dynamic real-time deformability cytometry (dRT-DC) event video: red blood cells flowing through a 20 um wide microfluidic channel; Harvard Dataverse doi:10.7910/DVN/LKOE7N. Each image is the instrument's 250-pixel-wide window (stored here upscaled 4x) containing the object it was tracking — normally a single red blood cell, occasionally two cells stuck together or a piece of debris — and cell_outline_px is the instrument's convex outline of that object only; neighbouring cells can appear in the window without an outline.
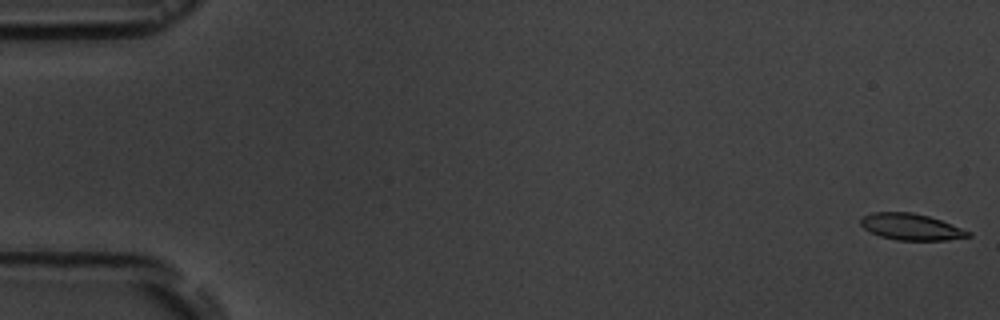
{"species": "common noctule bat (a hibernating species)", "species_latin": "Nyctalus noctula", "temperature_condition": "room temperature", "stored_images_in_passage": 57, "camera_frame_rate_fps": 3000, "um_per_image_px": 0.085, "animal": {"sex": "male", "body_mass_g": 19.5, "forearm_length_mm": 54.6}, "frame": {"image": 1, "passage_image": 1, "time_ms": 0.0, "image_size_px": [1000, 320], "cell_outline_px": [[972, 236], [948, 240], [896, 240], [880, 236], [864, 228], [860, 224], [860, 220], [864, 216], [872, 212], [912, 212], [928, 216], [940, 220], [972, 232]], "centroid_in_image_um": [77.45, 19.28], "position_along_channel_um": 7.5, "area_um2": 16.47}}
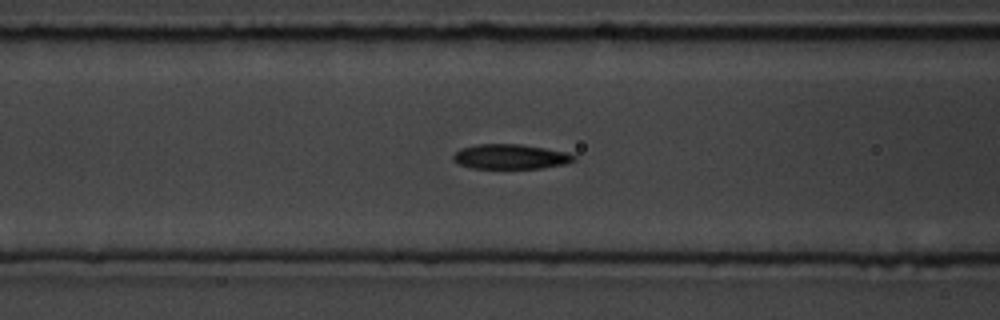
{"frame": {"image": 2, "passage_image": 23, "time_ms": 7.333, "image_size_px": [1000, 320], "cell_outline_px": [[576, 160], [564, 164], [544, 168], [472, 168], [460, 164], [452, 160], [452, 156], [460, 148], [480, 144], [520, 144], [568, 152], [576, 156]], "centroid_in_image_um": [43.4, 13.31], "position_along_channel_um": 123.2, "area_um2": 17.46}}
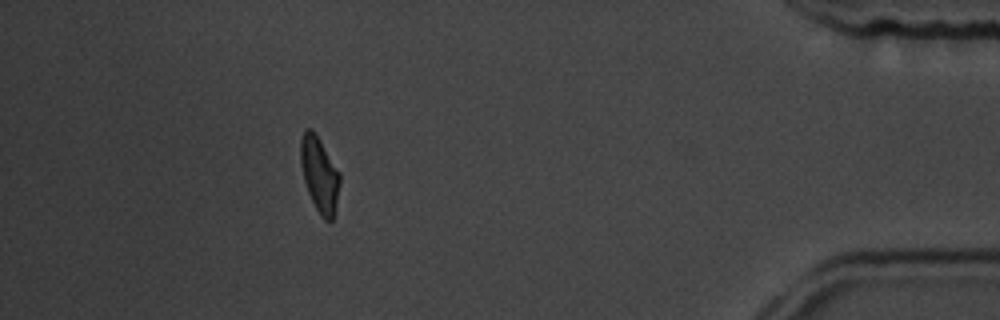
{"frame": {"image": 3, "passage_image": 51, "time_ms": 16.667, "image_size_px": [1000, 320], "cell_outline_px": [[340, 184], [336, 204], [332, 220], [324, 220], [320, 216], [308, 192], [304, 180], [300, 160], [300, 140], [304, 128], [312, 128], [320, 140], [340, 172]], "centroid_in_image_um": [27.15, 14.79], "position_along_channel_um": 408.1, "area_um2": 17.17}, "authors_computed_cell_mechanics": {"area_um2": 17.5134, "velocity_mm_per_s": 3.6218, "shape_relaxation_time_tau1_ms": 3.6253, "shape_relaxation_time_tau2_ms": 2.7913, "deformation_change_tau1": 0.1655, "deformation_change_tau2": 0.0942}}